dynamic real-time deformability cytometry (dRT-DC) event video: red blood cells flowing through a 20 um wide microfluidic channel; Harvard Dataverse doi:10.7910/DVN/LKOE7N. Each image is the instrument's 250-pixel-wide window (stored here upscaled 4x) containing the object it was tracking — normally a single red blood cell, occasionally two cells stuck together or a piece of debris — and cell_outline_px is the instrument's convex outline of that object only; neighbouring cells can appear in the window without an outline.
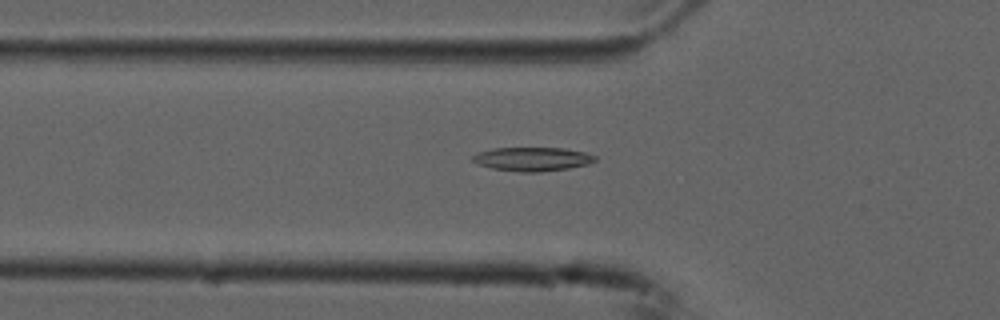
{"species": "common noctule bat (a hibernating species)", "species_latin": "Nyctalus noctula", "temperature_condition": "cold", "stored_images_in_passage": 53, "camera_frame_rate_fps": 3000, "um_per_image_px": 0.085, "animal": {"sex": "male", "forearm_length_mm": 52.5}, "frame": {"image": 1, "passage_image": 19, "time_ms": 6.0, "image_size_px": [1000, 320], "cell_outline_px": [[596, 160], [588, 164], [568, 168], [540, 172], [524, 172], [492, 168], [480, 164], [472, 160], [472, 156], [476, 152], [492, 148], [564, 148], [584, 152], [596, 156]], "centroid_in_image_um": [45.25, 13.51], "position_along_channel_um": 80.6, "area_um2": 16.88}}
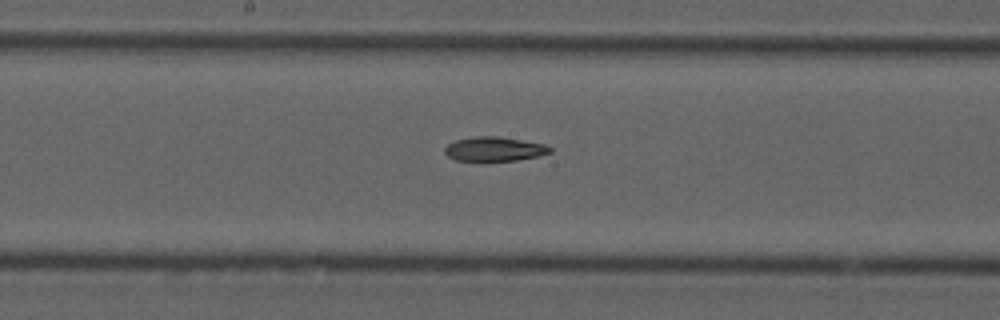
{"frame": {"image": 2, "passage_image": 29, "time_ms": 9.333, "image_size_px": [1000, 320], "cell_outline_px": [[552, 152], [540, 156], [516, 160], [456, 160], [448, 156], [444, 152], [444, 148], [448, 144], [456, 140], [476, 136], [496, 136], [544, 144], [552, 148]], "centroid_in_image_um": [42.03, 12.66], "position_along_channel_um": 206.2, "area_um2": 14.68}}
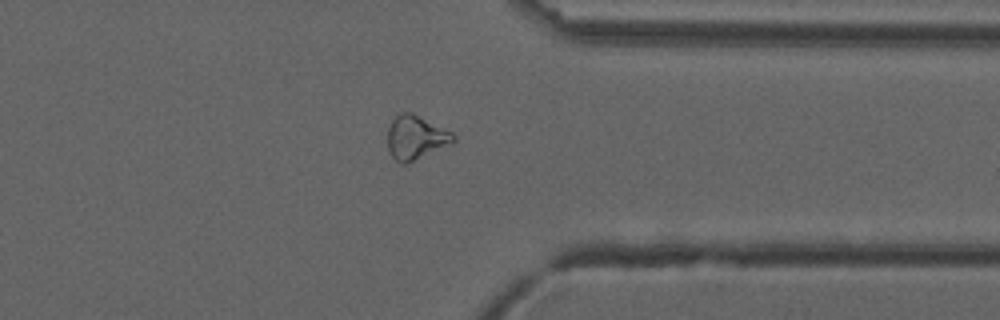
{"frame": {"image": 3, "passage_image": 43, "time_ms": 14.0, "image_size_px": [1000, 320], "cell_outline_px": [[456, 140], [452, 144], [408, 164], [400, 164], [388, 152], [388, 128], [392, 120], [400, 112], [412, 112], [452, 132], [456, 136]], "centroid_in_image_um": [35.35, 11.71], "position_along_channel_um": 376.0, "area_um2": 17.11}}